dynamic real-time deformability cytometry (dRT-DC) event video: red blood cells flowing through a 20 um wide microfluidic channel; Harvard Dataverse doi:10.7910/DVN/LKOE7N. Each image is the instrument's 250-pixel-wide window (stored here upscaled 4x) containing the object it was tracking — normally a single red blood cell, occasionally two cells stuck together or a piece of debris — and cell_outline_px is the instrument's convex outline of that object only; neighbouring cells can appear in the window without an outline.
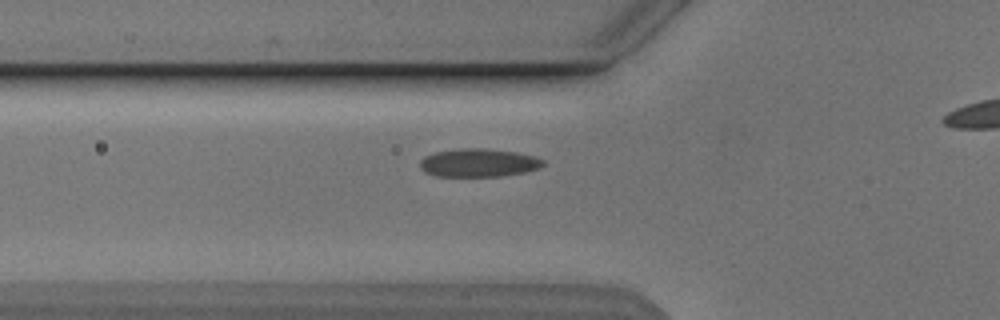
{"species": "Egyptian fruit bat (a non-hibernating species)", "species_latin": "Rousettus aegyptiacus", "temperature_condition": "cold", "stored_images_in_passage": 33, "camera_frame_rate_fps": 3000, "um_per_image_px": 0.085, "animal": {"sex": "male"}, "frame": {"image": 1, "passage_image": 5, "time_ms": 1.333, "image_size_px": [1000, 320], "cell_outline_px": [[544, 164], [540, 168], [524, 172], [500, 176], [436, 176], [424, 172], [420, 168], [420, 160], [424, 156], [436, 152], [460, 148], [484, 148], [516, 152], [536, 156], [544, 160]], "centroid_in_image_um": [40.68, 13.83], "position_along_channel_um": 85.1, "area_um2": 20.35}}
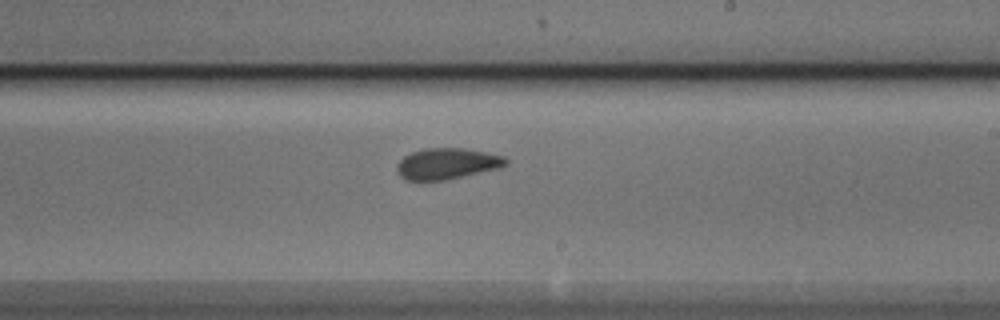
{"frame": {"image": 2, "passage_image": 18, "time_ms": 5.667, "image_size_px": [1000, 320], "cell_outline_px": [[508, 164], [500, 168], [444, 180], [404, 180], [400, 176], [396, 168], [396, 164], [404, 156], [412, 152], [424, 148], [464, 148], [504, 156], [508, 160]], "centroid_in_image_um": [37.99, 13.91], "position_along_channel_um": 251.0, "area_um2": 19.71}}
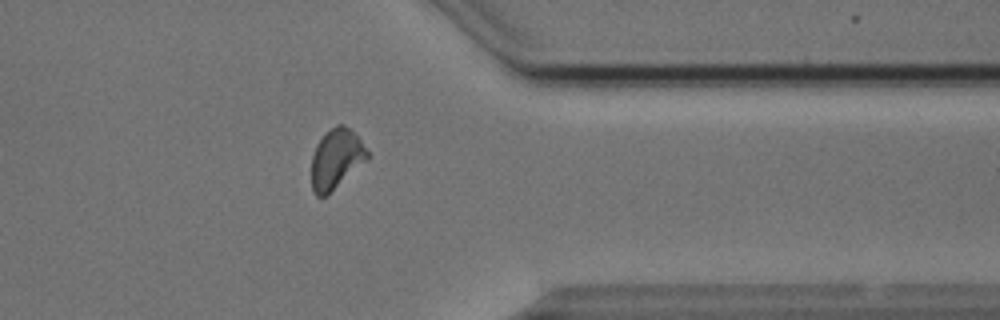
{"frame": {"image": 3, "passage_image": 29, "time_ms": 9.333, "image_size_px": [1000, 320], "cell_outline_px": [[372, 156], [328, 196], [316, 196], [312, 192], [312, 156], [316, 144], [336, 124], [344, 124], [360, 140]], "centroid_in_image_um": [28.59, 13.56], "position_along_channel_um": 382.8, "area_um2": 19.59}}